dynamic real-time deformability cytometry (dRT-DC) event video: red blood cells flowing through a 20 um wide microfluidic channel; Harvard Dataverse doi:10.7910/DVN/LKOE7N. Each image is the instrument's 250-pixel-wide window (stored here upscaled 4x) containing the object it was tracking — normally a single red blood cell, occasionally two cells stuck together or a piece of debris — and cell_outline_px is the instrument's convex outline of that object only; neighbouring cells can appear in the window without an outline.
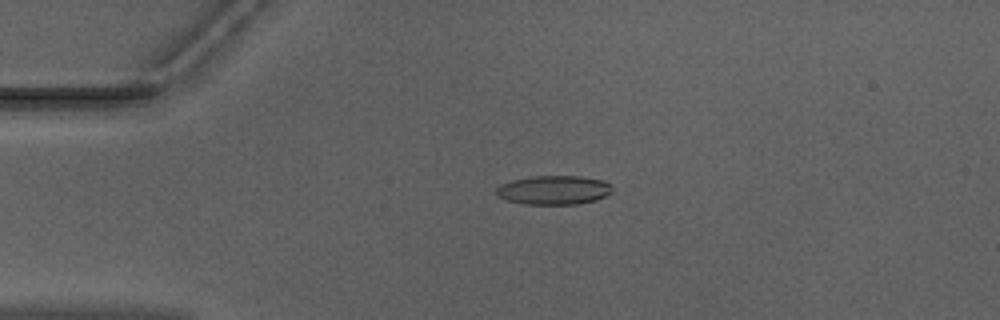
{"species": "Egyptian fruit bat (a non-hibernating species)", "species_latin": "Rousettus aegyptiacus", "temperature_condition": "warm", "stored_images_in_passage": 41, "camera_frame_rate_fps": 3000, "um_per_image_px": 0.085, "animal": {"sex": "male"}, "frame": {"image": 1, "passage_image": 1, "time_ms": 0.0, "image_size_px": [1000, 320], "cell_outline_px": [[612, 192], [596, 200], [576, 204], [524, 204], [508, 200], [500, 196], [496, 192], [496, 188], [500, 184], [512, 180], [532, 176], [580, 176], [604, 180], [612, 188]], "centroid_in_image_um": [47.08, 16.15], "position_along_channel_um": 37.9, "area_um2": 19.48}}
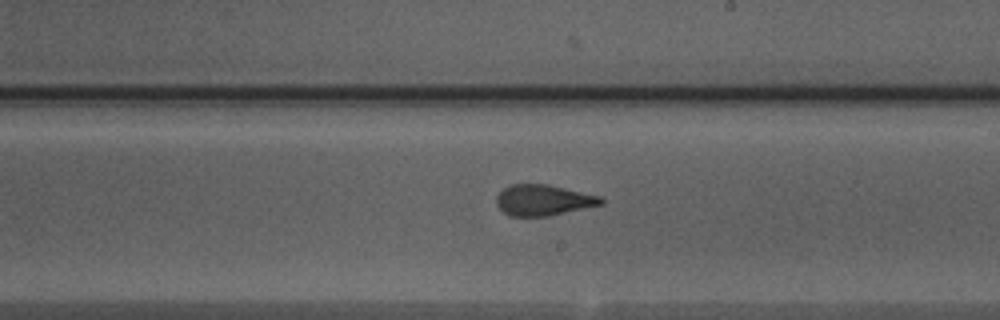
{"frame": {"image": 2, "passage_image": 19, "time_ms": 6.0, "image_size_px": [1000, 320], "cell_outline_px": [[604, 204], [548, 216], [508, 216], [496, 204], [496, 196], [504, 188], [512, 184], [548, 184], [600, 196], [604, 200]], "centroid_in_image_um": [46.18, 17.01], "position_along_channel_um": 242.8, "area_um2": 18.79}}
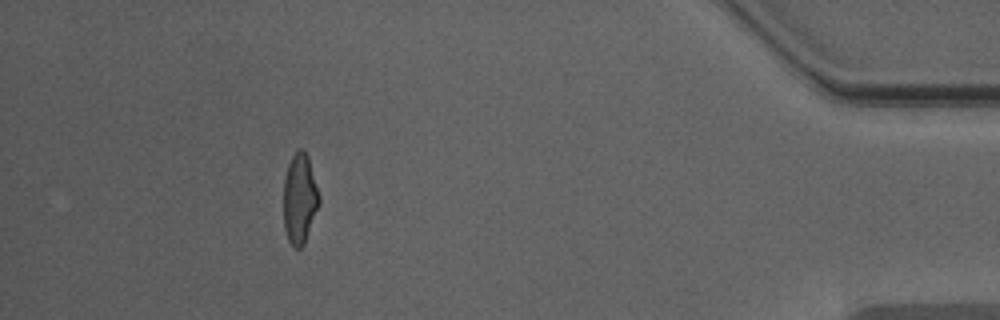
{"frame": {"image": 3, "passage_image": 36, "time_ms": 11.667, "image_size_px": [1000, 320], "cell_outline_px": [[320, 204], [304, 244], [300, 248], [296, 248], [288, 240], [284, 228], [284, 180], [288, 164], [292, 156], [300, 148], [304, 148], [308, 156], [320, 196]], "centroid_in_image_um": [25.49, 16.88], "position_along_channel_um": 409.7, "area_um2": 18.73}, "authors_computed_cell_mechanics": {"area_um2": 19.1896, "velocity_mm_per_s": 3.9831, "shape_relaxation_time_tau1_ms": 3.6528, "shape_relaxation_time_tau2_ms": 1.2801, "deformation_change_tau1": 0.1722, "deformation_change_tau2": 0.1071}}